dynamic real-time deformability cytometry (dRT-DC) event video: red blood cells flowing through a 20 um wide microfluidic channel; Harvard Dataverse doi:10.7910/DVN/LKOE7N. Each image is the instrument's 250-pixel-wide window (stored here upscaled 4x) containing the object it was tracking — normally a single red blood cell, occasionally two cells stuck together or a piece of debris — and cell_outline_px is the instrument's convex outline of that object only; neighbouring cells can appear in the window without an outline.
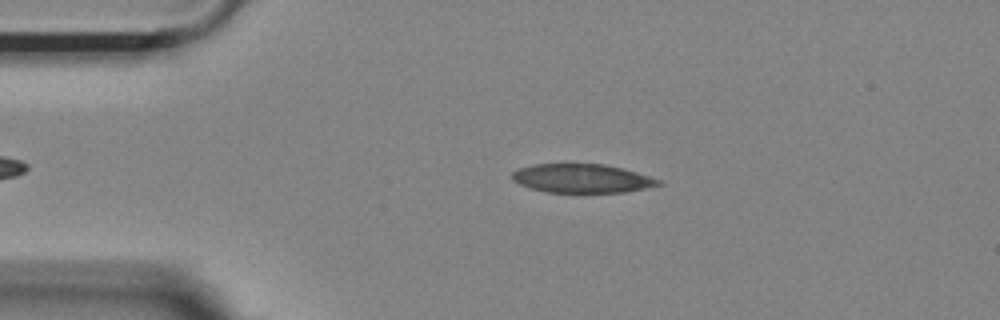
{"species": "Egyptian fruit bat (a non-hibernating species)", "species_latin": "Rousettus aegyptiacus", "temperature_condition": "room temperature", "stored_images_in_passage": 39, "camera_frame_rate_fps": 3000, "um_per_image_px": 0.085, "animal": {"sex": "female"}, "frame": {"image": 1, "passage_image": 6, "time_ms": 1.667, "image_size_px": [1000, 320], "cell_outline_px": [[664, 184], [624, 192], [548, 192], [532, 188], [520, 184], [512, 180], [512, 172], [516, 168], [532, 164], [604, 164], [624, 168], [664, 180]], "centroid_in_image_um": [49.5, 15.15], "position_along_channel_um": 35.5, "area_um2": 24.68}}
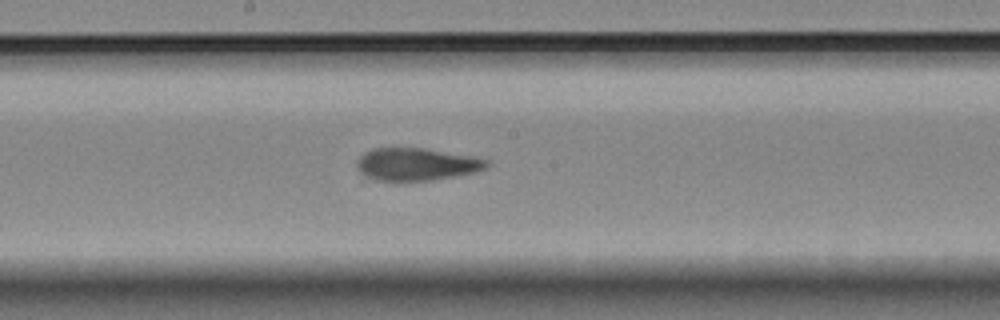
{"frame": {"image": 2, "passage_image": 23, "time_ms": 7.333, "image_size_px": [1000, 320], "cell_outline_px": [[492, 164], [476, 172], [432, 180], [396, 184], [376, 180], [364, 176], [360, 172], [356, 164], [356, 160], [364, 152], [372, 148], [424, 148], [472, 156], [488, 160]], "centroid_in_image_um": [35.35, 14.0], "position_along_channel_um": 212.9, "area_um2": 25.37}}
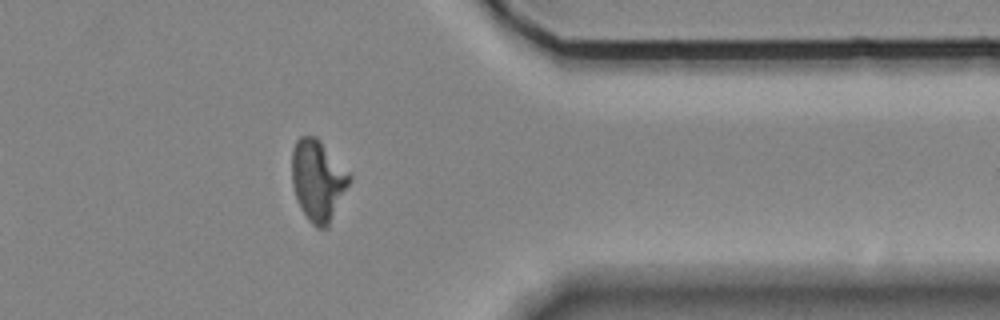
{"frame": {"image": 3, "passage_image": 38, "time_ms": 12.333, "image_size_px": [1000, 320], "cell_outline_px": [[352, 180], [328, 228], [316, 228], [308, 220], [300, 208], [292, 184], [292, 152], [296, 140], [300, 136], [316, 136], [320, 140], [352, 176]], "centroid_in_image_um": [27.03, 15.35], "position_along_channel_um": 384.4, "area_um2": 27.34}}